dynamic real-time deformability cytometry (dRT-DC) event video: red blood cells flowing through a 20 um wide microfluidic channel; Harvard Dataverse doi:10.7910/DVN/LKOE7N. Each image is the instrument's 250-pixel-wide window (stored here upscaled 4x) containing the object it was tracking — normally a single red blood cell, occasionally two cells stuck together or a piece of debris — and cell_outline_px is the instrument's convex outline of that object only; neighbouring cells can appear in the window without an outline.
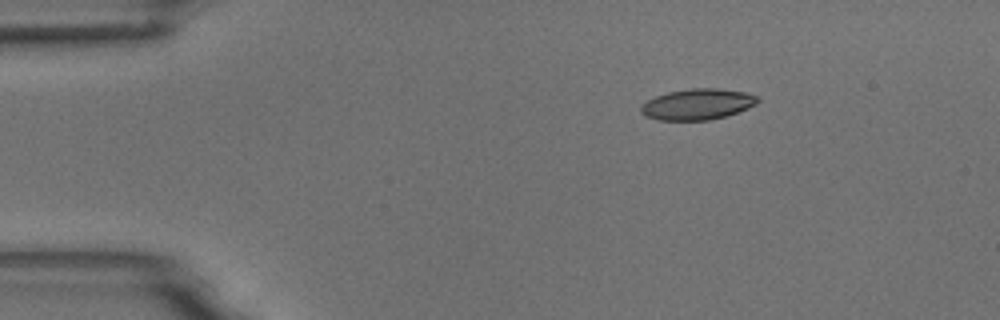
{"species": "common noctule bat (a hibernating species)", "species_latin": "Nyctalus noctula", "temperature_condition": "room temperature", "stored_images_in_passage": 47, "camera_frame_rate_fps": 3000, "um_per_image_px": 0.085, "animal": {"sex": "male", "body_mass_g": 18.8}, "frame": {"image": 1, "passage_image": 1, "time_ms": 0.0, "image_size_px": [1000, 320], "cell_outline_px": [[760, 100], [756, 104], [748, 108], [724, 116], [708, 120], [660, 120], [644, 116], [640, 112], [640, 108], [648, 100], [656, 96], [668, 92], [692, 88], [716, 88], [744, 92], [756, 96]], "centroid_in_image_um": [59.27, 8.86], "position_along_channel_um": 25.7, "area_um2": 20.81}}
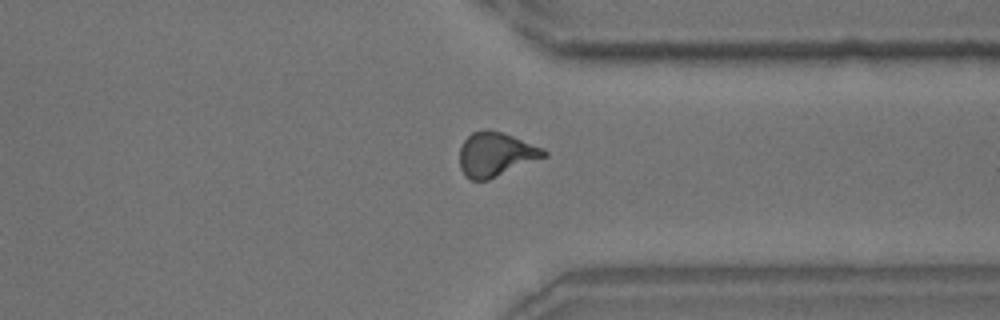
{"frame": {"image": 2, "passage_image": 34, "time_ms": 11.0, "image_size_px": [1000, 320], "cell_outline_px": [[548, 156], [488, 180], [472, 180], [464, 176], [460, 168], [460, 148], [464, 140], [472, 132], [484, 128], [488, 128], [512, 136], [544, 148], [548, 152]], "centroid_in_image_um": [42.13, 13.12], "position_along_channel_um": 369.3, "area_um2": 21.85}}
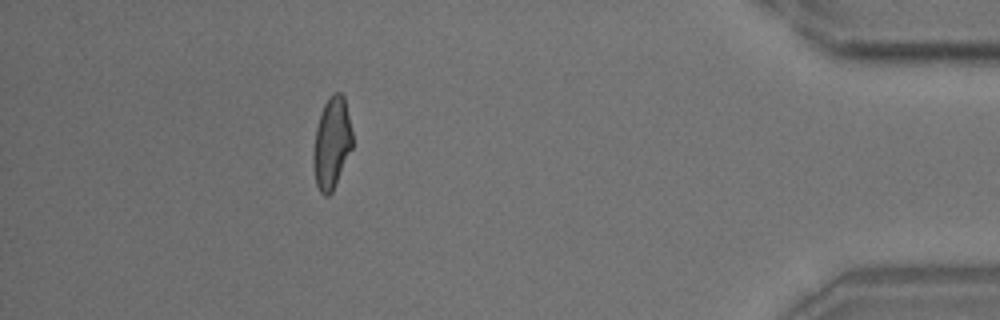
{"frame": {"image": 3, "passage_image": 41, "time_ms": 13.333, "image_size_px": [1000, 320], "cell_outline_px": [[352, 148], [336, 184], [332, 192], [328, 196], [324, 196], [320, 192], [316, 184], [312, 160], [312, 152], [316, 128], [320, 112], [328, 96], [332, 92], [340, 92], [344, 96], [352, 132]], "centroid_in_image_um": [28.18, 12.15], "position_along_channel_um": 407.0, "area_um2": 21.04}, "authors_computed_cell_mechanics": {"area_um2": 21.4438, "velocity_mm_per_s": 3.7269, "shape_relaxation_time_tau1_ms": 4.9247, "shape_relaxation_time_tau2_ms": 1.7713, "deformation_change_tau1": 0.1555, "deformation_change_tau2": 0.0677}}